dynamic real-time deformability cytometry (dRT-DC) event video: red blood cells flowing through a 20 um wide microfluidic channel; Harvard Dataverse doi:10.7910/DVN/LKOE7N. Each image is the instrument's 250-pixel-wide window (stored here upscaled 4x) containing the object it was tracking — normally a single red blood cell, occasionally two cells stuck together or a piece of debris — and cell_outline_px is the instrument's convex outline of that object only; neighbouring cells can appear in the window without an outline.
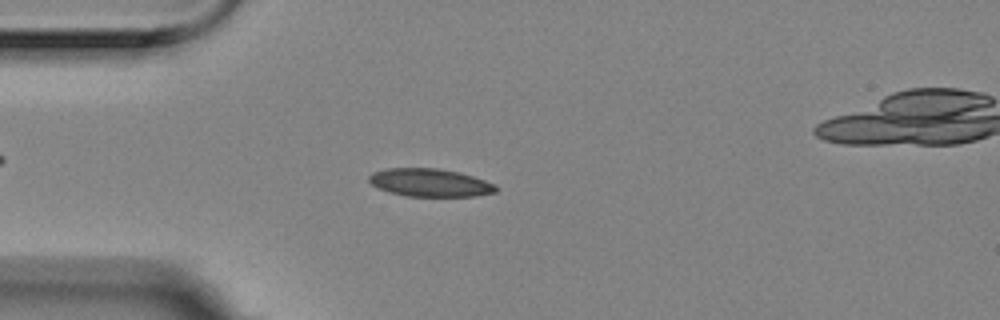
{"species": "Egyptian fruit bat (a non-hibernating species)", "species_latin": "Rousettus aegyptiacus", "temperature_condition": "room temperature", "stored_images_in_passage": 2, "camera_frame_rate_fps": 3000, "um_per_image_px": 0.085, "animal": {"sex": "female"}, "frame": {"image": 1, "passage_image": 1, "time_ms": 0.0, "image_size_px": [1000, 320], "cell_outline_px": [[496, 192], [476, 196], [404, 196], [388, 192], [376, 188], [368, 180], [368, 176], [372, 172], [384, 168], [440, 168], [460, 172], [496, 184]], "centroid_in_image_um": [36.5, 15.52], "position_along_channel_um": 48.5, "area_um2": 20.92}}